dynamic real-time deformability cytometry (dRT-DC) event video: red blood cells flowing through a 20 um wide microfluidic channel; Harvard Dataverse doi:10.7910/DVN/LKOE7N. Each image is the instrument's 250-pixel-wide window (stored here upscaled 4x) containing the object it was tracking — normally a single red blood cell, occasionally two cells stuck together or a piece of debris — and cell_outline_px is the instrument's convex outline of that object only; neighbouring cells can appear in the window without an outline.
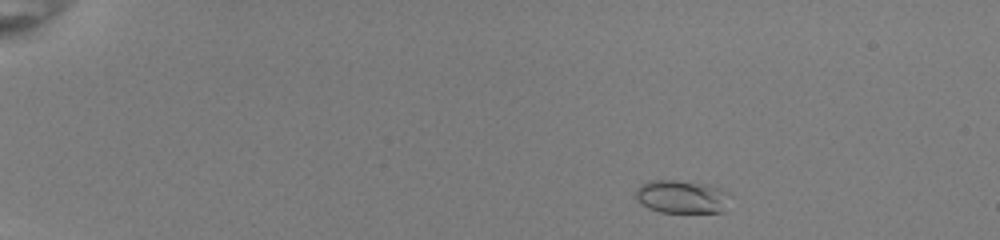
{"species": "common noctule bat (a hibernating species)", "species_latin": "Nyctalus noctula", "temperature_condition": "room temperature", "stored_images_in_passage": 48, "camera_frame_rate_fps": 3000, "um_per_image_px": 0.085, "animal": {"sex": "female", "body_mass_g": 22.0, "forearm_length_mm": 56.7}, "frame": {"image": 1, "passage_image": 5, "time_ms": 1.333, "image_size_px": [1000, 240], "cell_outline_px": [[728, 192], [724, 212], [660, 212], [648, 208], [640, 204], [636, 200], [636, 188], [640, 184], [648, 180], [676, 180], [708, 184], [720, 188]], "centroid_in_image_um": [57.89, 16.71], "position_along_channel_um": 27.1, "area_um2": 18.32}}
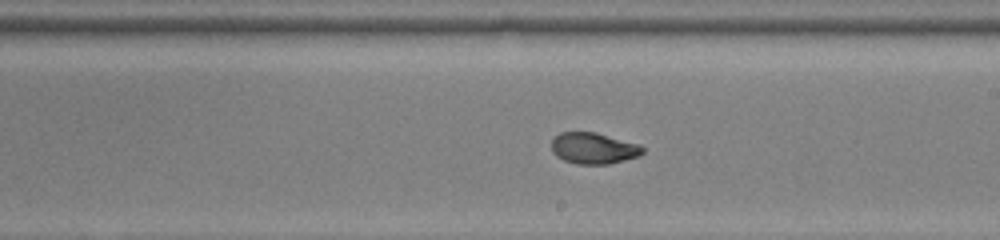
{"frame": {"image": 2, "passage_image": 29, "time_ms": 9.333, "image_size_px": [1000, 240], "cell_outline_px": [[644, 152], [640, 156], [608, 164], [576, 164], [564, 160], [556, 156], [552, 152], [552, 140], [560, 132], [596, 132], [636, 144], [644, 148]], "centroid_in_image_um": [50.43, 12.61], "position_along_channel_um": 238.6, "area_um2": 16.47}}
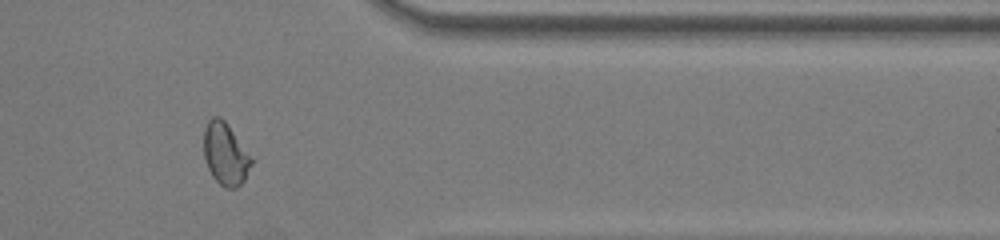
{"frame": {"image": 3, "passage_image": 41, "time_ms": 13.333, "image_size_px": [1000, 240], "cell_outline_px": [[256, 160], [244, 180], [236, 188], [228, 188], [220, 184], [212, 176], [208, 168], [204, 156], [204, 128], [208, 120], [212, 116], [220, 116], [224, 120]], "centroid_in_image_um": [19.2, 13.08], "position_along_channel_um": 392.2, "area_um2": 17.57}, "authors_computed_cell_mechanics": {"area_um2": 17.1088, "velocity_mm_per_s": 4.0078, "shape_relaxation_time_tau1_ms": 5.5475, "shape_relaxation_time_tau2_ms": 0.8993, "deformation_change_tau1": 0.1824, "deformation_change_tau2": 0.0532}}